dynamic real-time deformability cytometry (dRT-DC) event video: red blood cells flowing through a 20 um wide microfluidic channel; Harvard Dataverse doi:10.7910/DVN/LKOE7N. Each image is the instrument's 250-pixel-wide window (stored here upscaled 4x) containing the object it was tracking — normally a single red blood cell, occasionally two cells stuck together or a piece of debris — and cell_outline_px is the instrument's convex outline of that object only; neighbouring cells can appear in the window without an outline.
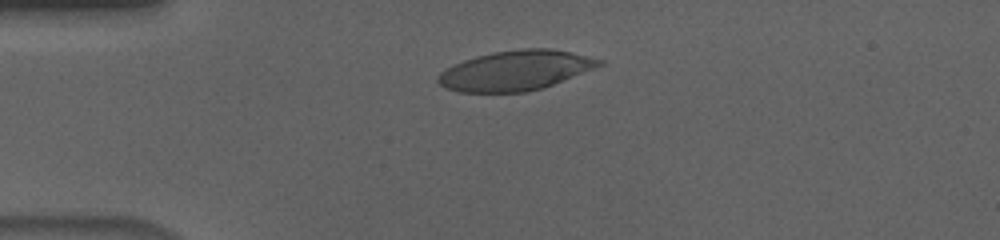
{"species": "human", "species_latin": "Homo sapiens", "temperature_condition": "cold", "stored_images_in_passage": 43, "camera_frame_rate_fps": 3000, "um_per_image_px": 0.085, "donor": {"sex": "male"}, "frame": {"image": 1, "passage_image": 1, "time_ms": 0.0, "image_size_px": [1000, 240], "cell_outline_px": [[604, 64], [552, 84], [540, 88], [524, 92], [460, 92], [444, 88], [436, 80], [436, 76], [440, 72], [464, 60], [476, 56], [492, 52], [520, 48], [552, 48], [604, 60]], "centroid_in_image_um": [43.78, 5.98], "position_along_channel_um": 41.2, "area_um2": 37.11}}
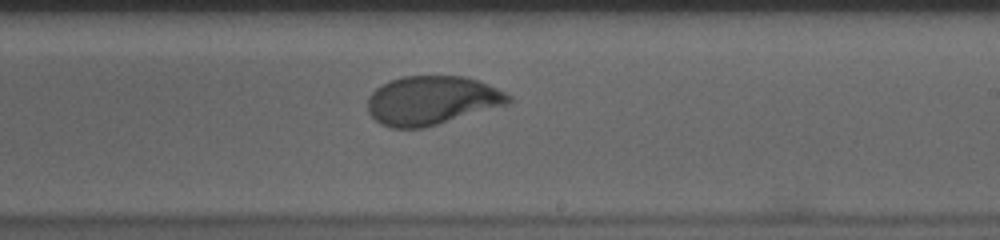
{"frame": {"image": 2, "passage_image": 21, "time_ms": 6.667, "image_size_px": [1000, 240], "cell_outline_px": [[512, 100], [508, 104], [424, 128], [392, 128], [380, 124], [368, 112], [368, 96], [376, 88], [392, 80], [404, 76], [464, 76], [488, 84], [512, 96]], "centroid_in_image_um": [36.7, 8.54], "position_along_channel_um": 252.3, "area_um2": 39.88}}
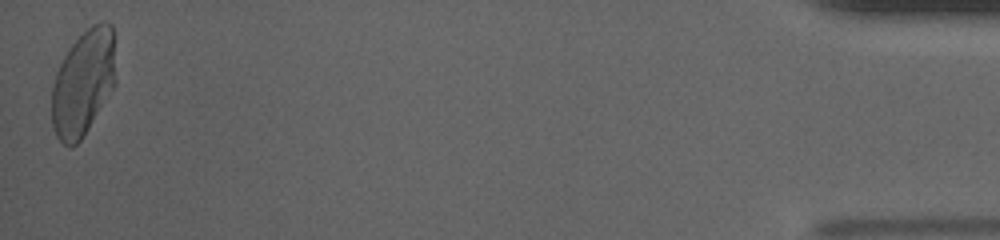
{"frame": {"image": 3, "passage_image": 43, "time_ms": 14.0, "image_size_px": [1000, 240], "cell_outline_px": [[116, 84], [88, 128], [80, 140], [72, 148], [68, 148], [56, 136], [52, 128], [52, 88], [56, 72], [68, 48], [92, 24], [104, 20], [112, 24], [116, 80]], "centroid_in_image_um": [7.08, 7.04], "position_along_channel_um": 428.1, "area_um2": 39.48}, "authors_computed_cell_mechanics": {"area_um2": 39.9398, "velocity_mm_per_s": 3.6218, "shape_relaxation_time_tau1_ms": 6.0556, "shape_relaxation_time_tau2_ms": null, "deformation_change_tau1": 0.2168, "deformation_change_tau2": null}}